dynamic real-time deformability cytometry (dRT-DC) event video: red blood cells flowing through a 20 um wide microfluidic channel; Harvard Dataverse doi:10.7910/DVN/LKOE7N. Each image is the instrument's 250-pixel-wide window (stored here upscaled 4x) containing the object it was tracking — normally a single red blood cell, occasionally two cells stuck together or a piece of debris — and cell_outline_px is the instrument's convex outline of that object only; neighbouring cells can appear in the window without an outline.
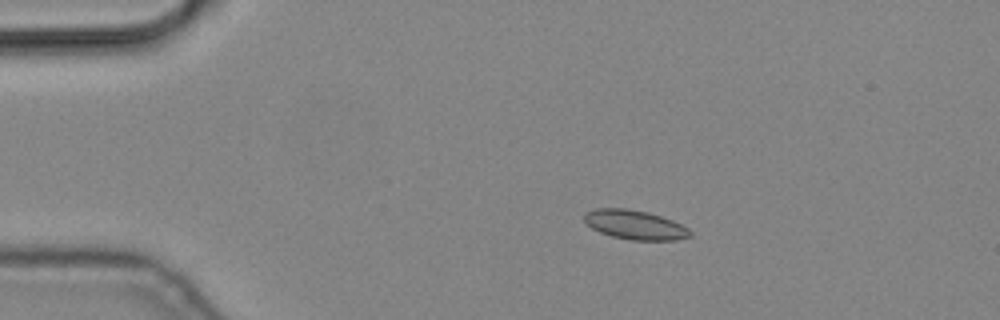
{"species": "common noctule bat (a hibernating species)", "species_latin": "Nyctalus noctula", "temperature_condition": "cold", "stored_images_in_passage": 7, "camera_frame_rate_fps": 3000, "um_per_image_px": 0.085, "animal": {"sex": "male", "body_mass_g": 19.2, "forearm_length_mm": 51.8}, "frame": {"image": 1, "passage_image": 4, "time_ms": 1.0, "image_size_px": [1000, 320], "cell_outline_px": [[692, 236], [676, 240], [632, 240], [612, 236], [600, 232], [592, 228], [584, 220], [584, 212], [596, 208], [624, 208], [648, 212], [672, 220], [688, 228], [692, 232]], "centroid_in_image_um": [53.97, 19.1], "position_along_channel_um": 31.0, "area_um2": 18.03}}